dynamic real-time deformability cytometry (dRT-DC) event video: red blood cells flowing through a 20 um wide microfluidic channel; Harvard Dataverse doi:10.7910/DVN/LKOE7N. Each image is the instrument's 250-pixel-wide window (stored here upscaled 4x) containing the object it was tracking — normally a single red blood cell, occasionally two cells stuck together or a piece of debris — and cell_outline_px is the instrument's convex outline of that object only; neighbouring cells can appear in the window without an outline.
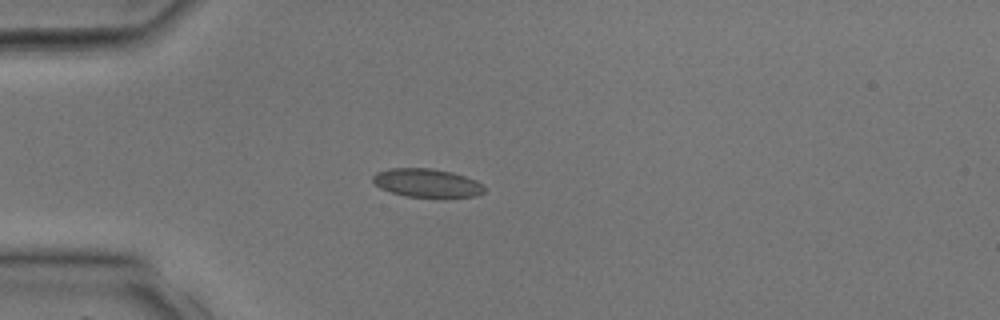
{"species": "common noctule bat (a hibernating species)", "species_latin": "Nyctalus noctula", "temperature_condition": "room temperature", "stored_images_in_passage": 33, "camera_frame_rate_fps": 3000, "um_per_image_px": 0.085, "animal": {"sex": "male", "body_mass_g": 17.9, "forearm_length_mm": 54.2}, "frame": {"image": 1, "passage_image": 9, "time_ms": 2.667, "image_size_px": [1000, 320], "cell_outline_px": [[484, 192], [476, 196], [444, 200], [404, 196], [380, 188], [372, 180], [372, 176], [376, 172], [388, 168], [432, 168], [452, 172], [476, 180], [484, 188]], "centroid_in_image_um": [36.31, 15.59], "position_along_channel_um": 48.7, "area_um2": 19.25}}
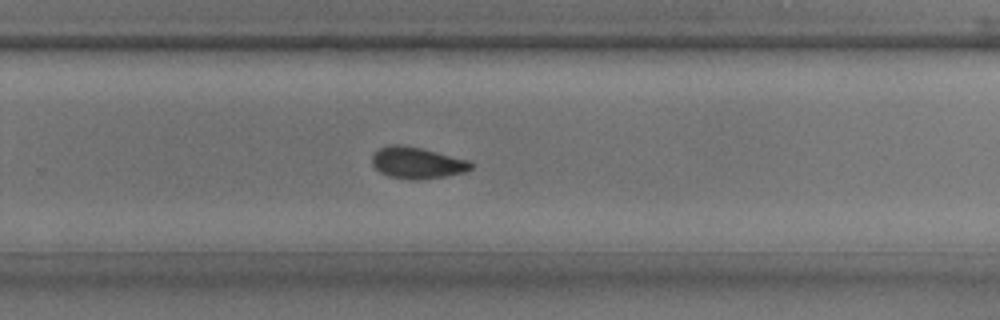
{"frame": {"image": 2, "passage_image": 22, "time_ms": 7.0, "image_size_px": [1000, 320], "cell_outline_px": [[476, 164], [472, 168], [464, 172], [444, 176], [420, 180], [408, 180], [388, 176], [380, 172], [372, 164], [372, 156], [376, 148], [388, 144], [400, 144], [420, 148], [468, 160]], "centroid_in_image_um": [35.42, 13.84], "position_along_channel_um": 294.4, "area_um2": 18.32}}
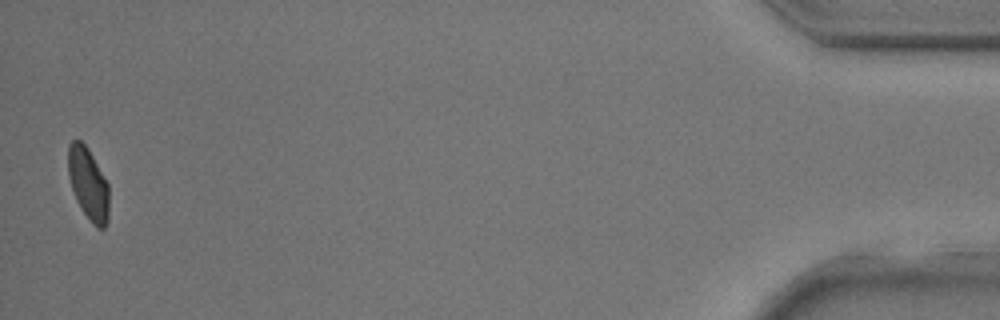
{"frame": {"image": 3, "passage_image": 33, "time_ms": 10.667, "image_size_px": [1000, 320], "cell_outline_px": [[108, 220], [104, 228], [96, 228], [92, 224], [76, 200], [68, 176], [68, 144], [72, 140], [80, 140], [88, 148], [108, 184]], "centroid_in_image_um": [7.49, 15.62], "position_along_channel_um": 427.7, "area_um2": 17.05}}